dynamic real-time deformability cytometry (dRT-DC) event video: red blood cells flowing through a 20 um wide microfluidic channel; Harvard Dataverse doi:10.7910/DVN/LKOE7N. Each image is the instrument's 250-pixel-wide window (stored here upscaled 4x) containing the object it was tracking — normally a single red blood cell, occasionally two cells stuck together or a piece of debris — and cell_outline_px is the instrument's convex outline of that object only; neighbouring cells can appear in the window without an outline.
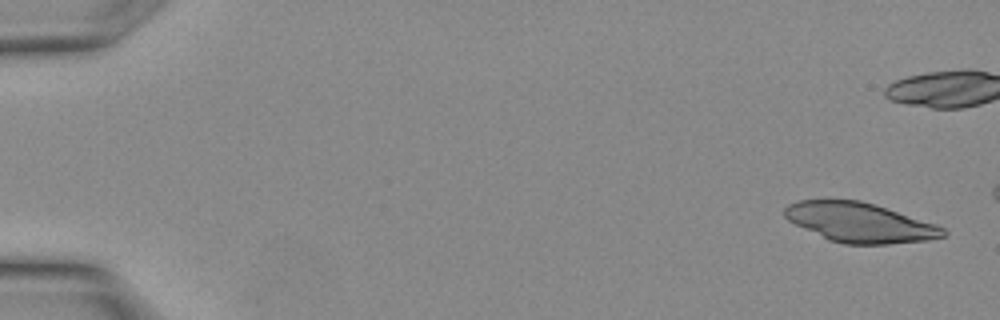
{"species": "Egyptian fruit bat (a non-hibernating species)", "species_latin": "Rousettus aegyptiacus", "temperature_condition": "warm", "stored_images_in_passage": 9, "camera_frame_rate_fps": 3000, "um_per_image_px": 0.085, "animal": {"sex": "female"}, "frame": {"image": 1, "passage_image": 1, "time_ms": 0.0, "image_size_px": [1000, 320], "cell_outline_px": [[948, 232], [944, 236], [928, 240], [888, 244], [844, 244], [828, 240], [788, 220], [784, 216], [784, 208], [788, 204], [800, 200], [824, 196], [860, 200], [936, 224], [944, 228]], "centroid_in_image_um": [73.01, 18.87], "position_along_channel_um": 12.0, "area_um2": 37.11}}